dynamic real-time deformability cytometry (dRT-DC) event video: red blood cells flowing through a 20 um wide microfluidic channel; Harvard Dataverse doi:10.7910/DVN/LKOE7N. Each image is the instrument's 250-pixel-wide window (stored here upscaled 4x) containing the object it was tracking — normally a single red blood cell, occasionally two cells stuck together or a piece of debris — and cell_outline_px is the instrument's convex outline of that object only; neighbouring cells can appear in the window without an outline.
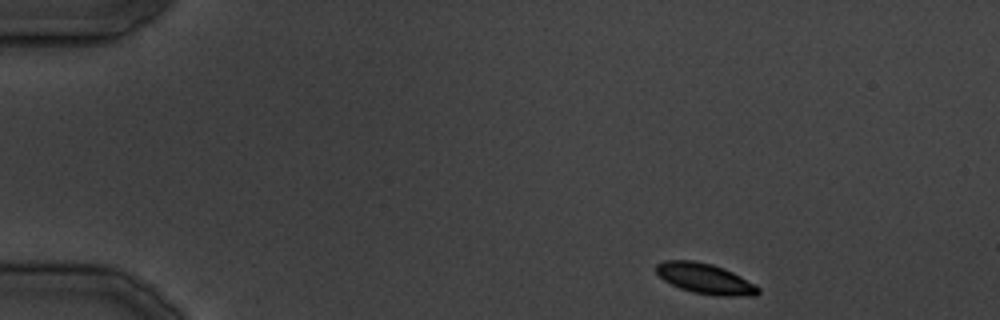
{"species": "common noctule bat (a hibernating species)", "species_latin": "Nyctalus noctula", "temperature_condition": "cold", "stored_images_in_passage": 31, "camera_frame_rate_fps": 3000, "um_per_image_px": 0.085, "animal": {"sex": "male", "body_mass_g": 19.5, "forearm_length_mm": 54.6}, "frame": {"image": 1, "passage_image": 1, "time_ms": 0.0, "image_size_px": [1000, 320], "cell_outline_px": [[760, 292], [756, 296], [720, 296], [692, 292], [680, 288], [664, 280], [656, 272], [656, 264], [664, 260], [692, 260], [712, 264], [724, 268], [756, 284], [760, 288]], "centroid_in_image_um": [59.96, 23.69], "position_along_channel_um": 25.0, "area_um2": 18.15}}
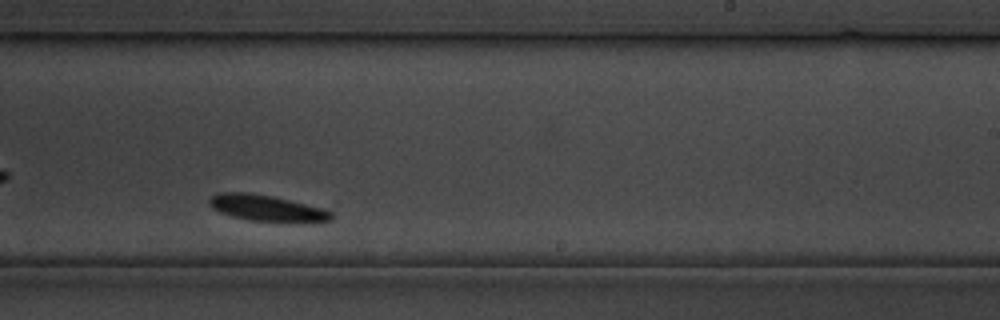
{"frame": {"image": 2, "passage_image": 20, "time_ms": 23.667, "image_size_px": [1000, 320], "cell_outline_px": [[336, 216], [332, 220], [300, 224], [248, 220], [232, 216], [220, 212], [212, 208], [208, 204], [208, 200], [212, 196], [220, 192], [244, 192], [272, 196], [324, 208], [332, 212]], "centroid_in_image_um": [22.76, 17.72], "position_along_channel_um": 266.2, "area_um2": 19.19}}
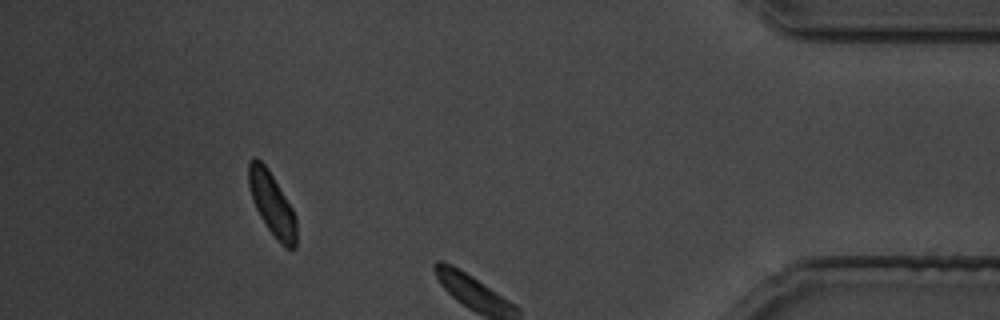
{"frame": {"image": 3, "passage_image": 29, "time_ms": 35.0, "image_size_px": [1000, 320], "cell_outline_px": [[296, 248], [284, 248], [280, 244], [268, 228], [260, 216], [252, 200], [248, 184], [248, 160], [252, 156], [256, 156], [268, 168], [292, 208], [296, 216]], "centroid_in_image_um": [23.1, 17.3], "position_along_channel_um": 412.1, "area_um2": 17.63}}